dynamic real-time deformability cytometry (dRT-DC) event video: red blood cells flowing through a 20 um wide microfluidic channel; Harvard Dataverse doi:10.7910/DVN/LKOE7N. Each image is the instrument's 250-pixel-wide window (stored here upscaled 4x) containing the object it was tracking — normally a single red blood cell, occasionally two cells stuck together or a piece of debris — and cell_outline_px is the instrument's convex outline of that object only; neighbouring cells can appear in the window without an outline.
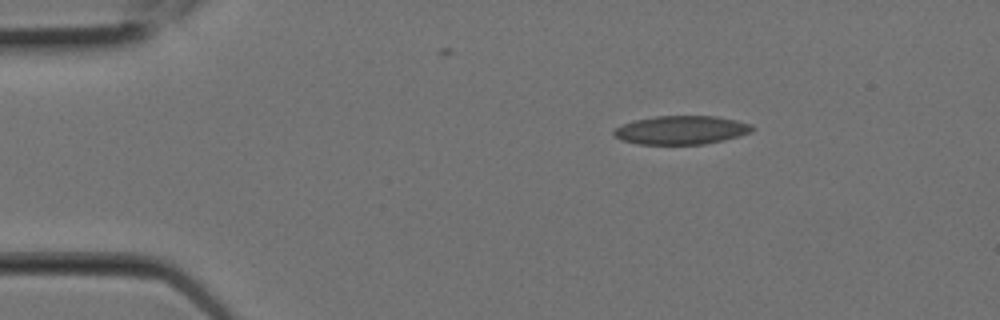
{"species": "Egyptian fruit bat (a non-hibernating species)", "species_latin": "Rousettus aegyptiacus", "temperature_condition": "room temperature", "stored_images_in_passage": 5, "camera_frame_rate_fps": 3000, "um_per_image_px": 0.085, "animal": {"sex": "female"}, "frame": {"image": 1, "passage_image": 1, "time_ms": 0.0, "image_size_px": [1000, 320], "cell_outline_px": [[752, 132], [724, 140], [704, 144], [640, 144], [620, 140], [612, 132], [616, 128], [624, 124], [636, 120], [656, 116], [716, 116], [736, 120], [752, 124]], "centroid_in_image_um": [57.92, 11.05], "position_along_channel_um": 27.1, "area_um2": 22.89}}
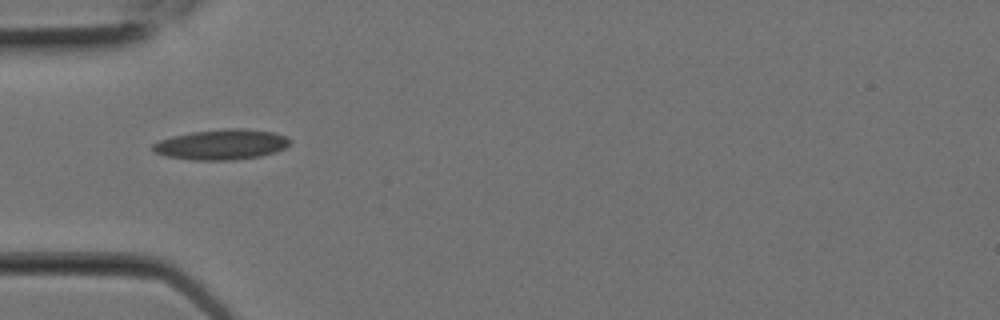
{"frame": {"image": 2, "passage_image": 4, "time_ms": 1.0, "image_size_px": [1000, 320], "cell_outline_px": [[292, 140], [284, 148], [276, 152], [260, 156], [236, 160], [192, 160], [168, 156], [156, 152], [152, 148], [152, 144], [160, 140], [172, 136], [192, 132], [224, 128], [240, 128], [272, 132], [284, 136]], "centroid_in_image_um": [18.84, 12.28], "position_along_channel_um": 66.2, "area_um2": 24.1}}
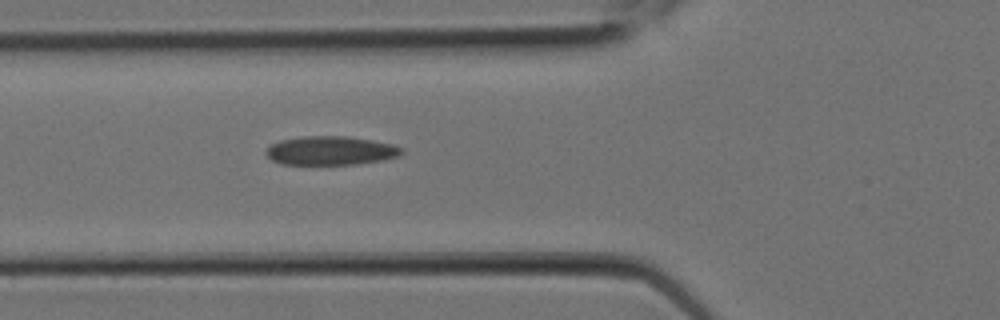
{"frame": {"image": 3, "passage_image": 5, "time_ms": 1.333, "image_size_px": [1000, 320], "cell_outline_px": [[404, 152], [396, 156], [384, 160], [356, 164], [280, 164], [272, 160], [264, 152], [272, 144], [280, 140], [300, 136], [344, 136], [372, 140], [392, 144], [404, 148]], "centroid_in_image_um": [28.1, 12.8], "position_along_channel_um": 97.7, "area_um2": 22.77}}